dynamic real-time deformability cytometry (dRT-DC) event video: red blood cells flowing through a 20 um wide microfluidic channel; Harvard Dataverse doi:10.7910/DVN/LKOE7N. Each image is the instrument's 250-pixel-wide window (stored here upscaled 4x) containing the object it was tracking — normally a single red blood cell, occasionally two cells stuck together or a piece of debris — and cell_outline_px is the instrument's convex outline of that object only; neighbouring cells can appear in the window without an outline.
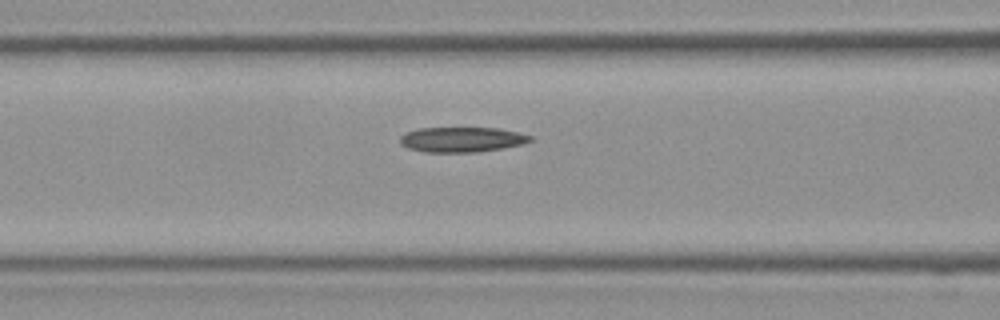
{"species": "Egyptian fruit bat (a non-hibernating species)", "species_latin": "Rousettus aegyptiacus", "temperature_condition": "room temperature", "stored_images_in_passage": 27, "camera_frame_rate_fps": 3000, "um_per_image_px": 0.085, "frame": {"image": 1, "passage_image": 12, "time_ms": 3.667, "image_size_px": [1000, 320], "cell_outline_px": [[536, 140], [524, 144], [504, 148], [476, 152], [424, 152], [408, 148], [400, 144], [400, 136], [404, 132], [420, 128], [500, 128], [532, 136]], "centroid_in_image_um": [39.28, 11.86], "position_along_channel_um": 127.3, "area_um2": 19.25}}
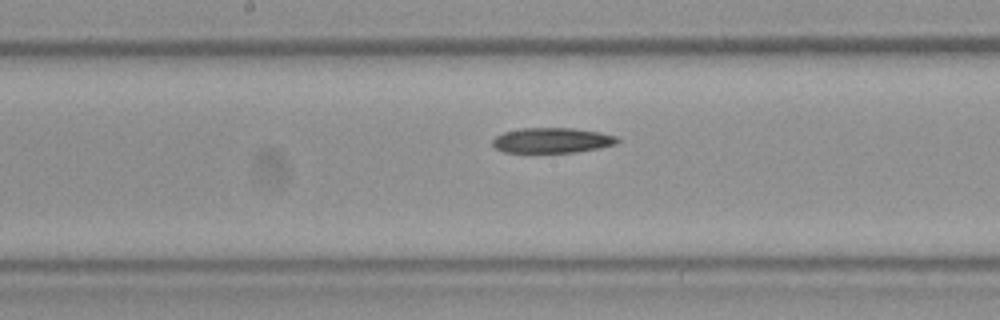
{"frame": {"image": 2, "passage_image": 16, "time_ms": 5.0, "image_size_px": [1000, 320], "cell_outline_px": [[620, 140], [616, 144], [600, 148], [576, 152], [504, 152], [496, 148], [492, 144], [492, 140], [496, 136], [504, 132], [520, 128], [572, 128], [600, 132], [616, 136]], "centroid_in_image_um": [46.94, 11.93], "position_along_channel_um": 201.3, "area_um2": 18.32}}
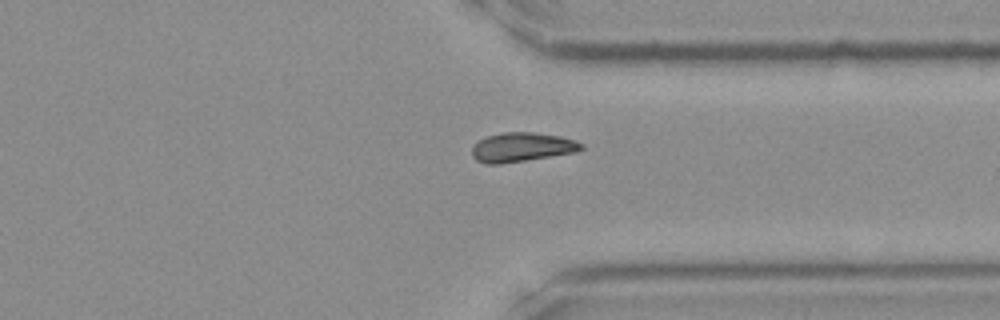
{"frame": {"image": 3, "passage_image": 25, "time_ms": 8.0, "image_size_px": [1000, 320], "cell_outline_px": [[584, 148], [576, 152], [500, 164], [484, 164], [476, 160], [472, 156], [472, 144], [476, 140], [488, 136], [504, 132], [532, 132], [560, 136], [584, 144]], "centroid_in_image_um": [44.3, 12.51], "position_along_channel_um": 367.1, "area_um2": 18.67}}